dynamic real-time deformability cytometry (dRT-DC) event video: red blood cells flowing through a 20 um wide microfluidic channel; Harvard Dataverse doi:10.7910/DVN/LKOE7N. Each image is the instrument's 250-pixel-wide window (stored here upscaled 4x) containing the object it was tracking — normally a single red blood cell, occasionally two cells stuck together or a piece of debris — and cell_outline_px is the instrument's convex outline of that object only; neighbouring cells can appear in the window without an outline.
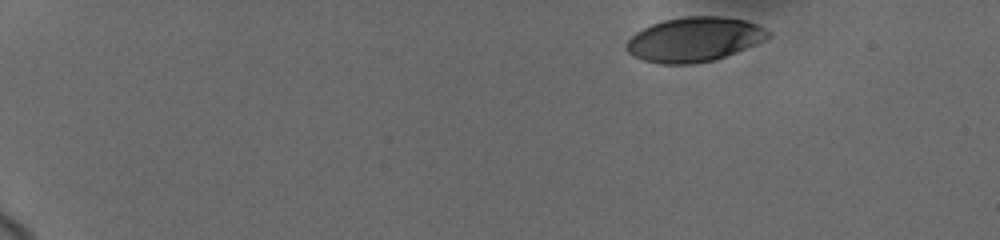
{"species": "human", "species_latin": "Homo sapiens", "temperature_condition": "cold", "stored_images_in_passage": 7, "camera_frame_rate_fps": 3000, "um_per_image_px": 0.085, "donor": {"sex": "female"}, "frame": {"image": 1, "passage_image": 1, "time_ms": 0.0, "image_size_px": [1000, 240], "cell_outline_px": [[772, 36], [768, 40], [736, 52], [712, 60], [692, 64], [660, 64], [644, 60], [632, 56], [624, 48], [624, 44], [636, 32], [652, 24], [664, 20], [684, 16], [720, 16], [744, 20], [756, 24], [772, 32]], "centroid_in_image_um": [59.02, 3.35], "position_along_channel_um": 26.0, "area_um2": 36.93}}
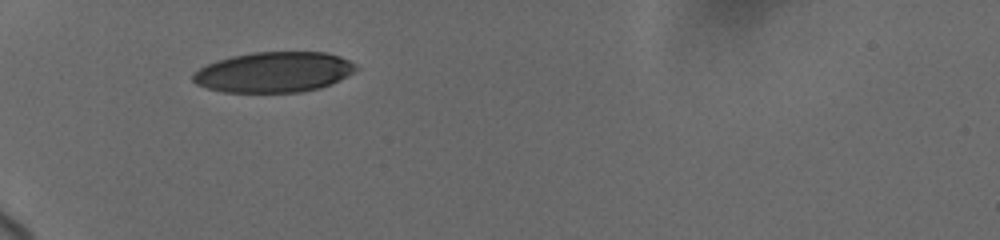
{"frame": {"image": 2, "passage_image": 6, "time_ms": 4.0, "image_size_px": [1000, 240], "cell_outline_px": [[356, 68], [352, 72], [332, 84], [320, 88], [300, 92], [224, 92], [208, 88], [196, 84], [192, 80], [192, 76], [200, 68], [216, 60], [232, 56], [252, 52], [328, 52], [340, 56], [356, 64]], "centroid_in_image_um": [23.27, 6.13], "position_along_channel_um": 61.7, "area_um2": 38.26}}